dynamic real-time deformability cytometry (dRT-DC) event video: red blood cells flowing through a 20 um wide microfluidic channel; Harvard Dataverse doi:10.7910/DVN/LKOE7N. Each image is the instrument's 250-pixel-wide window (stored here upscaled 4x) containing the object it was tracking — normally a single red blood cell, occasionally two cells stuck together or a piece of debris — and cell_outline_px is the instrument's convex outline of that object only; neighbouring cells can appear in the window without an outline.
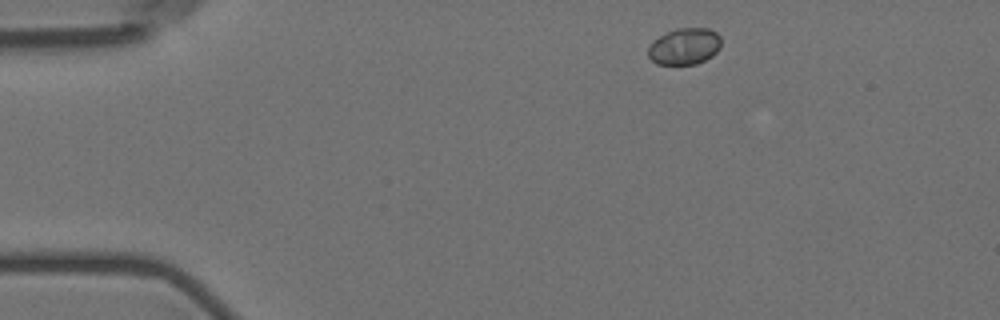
{"species": "Egyptian fruit bat (a non-hibernating species)", "species_latin": "Rousettus aegyptiacus", "temperature_condition": "room temperature", "stored_images_in_passage": 3, "camera_frame_rate_fps": 3000, "um_per_image_px": 0.085, "animal": {"sex": "female"}, "frame": {"image": 1, "passage_image": 1, "time_ms": 0.0, "image_size_px": [1000, 320], "cell_outline_px": [[720, 48], [712, 56], [696, 64], [656, 64], [648, 56], [648, 48], [652, 40], [676, 28], [708, 28], [716, 32], [720, 36]], "centroid_in_image_um": [58.17, 3.94], "position_along_channel_um": 26.8, "area_um2": 15.55}}